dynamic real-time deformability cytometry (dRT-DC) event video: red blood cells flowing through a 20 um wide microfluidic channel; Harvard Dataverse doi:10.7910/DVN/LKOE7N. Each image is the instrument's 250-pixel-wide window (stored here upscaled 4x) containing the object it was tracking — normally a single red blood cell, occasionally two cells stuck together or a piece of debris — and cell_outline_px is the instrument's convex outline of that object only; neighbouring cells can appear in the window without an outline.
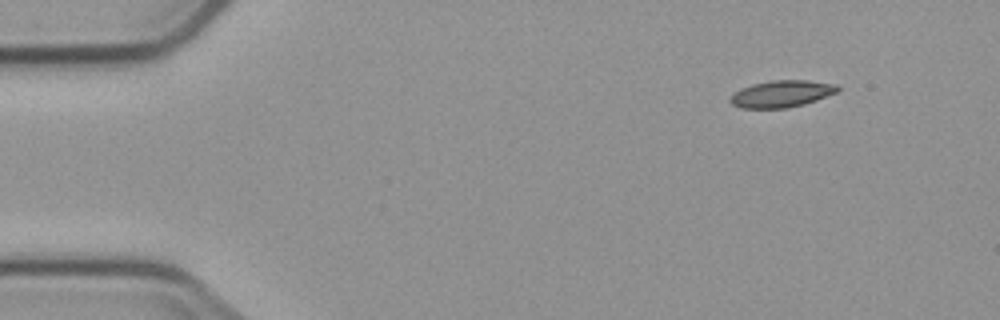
{"species": "common noctule bat (a hibernating species)", "species_latin": "Nyctalus noctula", "temperature_condition": "cold", "stored_images_in_passage": 5, "camera_frame_rate_fps": 3000, "um_per_image_px": 0.085, "animal": {"sex": "male", "body_mass_g": 23.1, "forearm_length_mm": 52.7}, "frame": {"image": 1, "passage_image": 1, "time_ms": 0.0, "image_size_px": [1000, 320], "cell_outline_px": [[840, 88], [836, 92], [816, 100], [804, 104], [784, 108], [744, 108], [732, 104], [728, 100], [740, 88], [752, 84], [772, 80], [808, 80], [836, 84]], "centroid_in_image_um": [66.43, 7.96], "position_along_channel_um": 18.6, "area_um2": 16.65}}
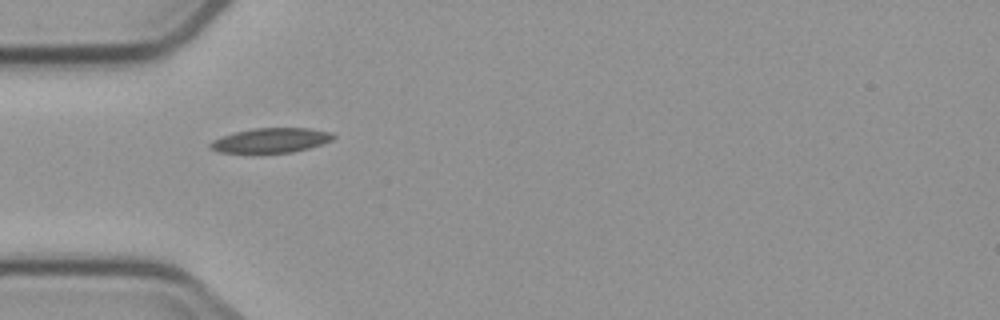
{"frame": {"image": 2, "passage_image": 4, "time_ms": 3.667, "image_size_px": [1000, 320], "cell_outline_px": [[336, 136], [332, 140], [308, 148], [292, 152], [220, 152], [208, 148], [208, 144], [212, 140], [236, 132], [252, 128], [308, 128], [332, 132]], "centroid_in_image_um": [23.03, 11.92], "position_along_channel_um": 62.0, "area_um2": 17.46}}
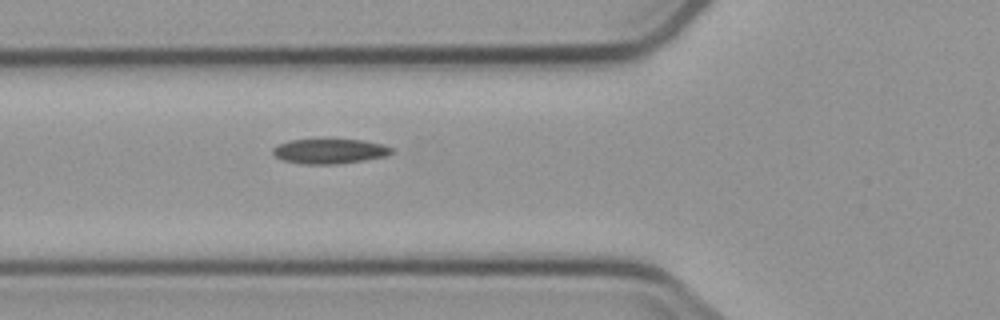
{"frame": {"image": 3, "passage_image": 5, "time_ms": 4.667, "image_size_px": [1000, 320], "cell_outline_px": [[392, 152], [384, 156], [364, 160], [336, 164], [304, 164], [280, 160], [272, 152], [272, 148], [276, 144], [292, 140], [364, 140], [380, 144], [392, 148]], "centroid_in_image_um": [27.95, 12.86], "position_along_channel_um": 97.9, "area_um2": 16.99}}